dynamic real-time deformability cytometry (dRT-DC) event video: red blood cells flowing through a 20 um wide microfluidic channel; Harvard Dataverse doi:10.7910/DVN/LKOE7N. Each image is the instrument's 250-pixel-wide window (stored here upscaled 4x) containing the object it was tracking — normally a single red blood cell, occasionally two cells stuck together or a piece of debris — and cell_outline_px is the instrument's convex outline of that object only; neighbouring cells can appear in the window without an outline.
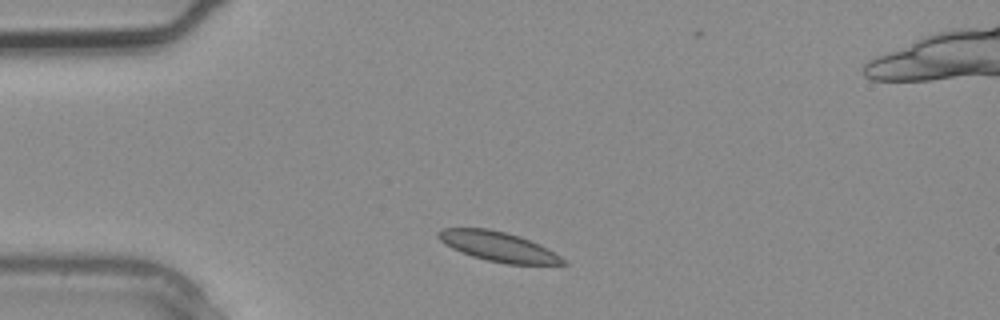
{"species": "common noctule bat (a hibernating species)", "species_latin": "Nyctalus noctula", "temperature_condition": "warm", "stored_images_in_passage": 2, "camera_frame_rate_fps": 3000, "um_per_image_px": 0.085, "animal": {"sex": "male", "body_mass_g": 20.4}, "frame": {"image": 1, "passage_image": 1, "time_ms": 0.0, "image_size_px": [1000, 320], "cell_outline_px": [[568, 264], [504, 264], [472, 256], [452, 248], [444, 244], [436, 236], [436, 232], [440, 228], [488, 228], [520, 236], [540, 244], [548, 248], [560, 256]], "centroid_in_image_um": [42.32, 20.94], "position_along_channel_um": 42.7, "area_um2": 21.56}}